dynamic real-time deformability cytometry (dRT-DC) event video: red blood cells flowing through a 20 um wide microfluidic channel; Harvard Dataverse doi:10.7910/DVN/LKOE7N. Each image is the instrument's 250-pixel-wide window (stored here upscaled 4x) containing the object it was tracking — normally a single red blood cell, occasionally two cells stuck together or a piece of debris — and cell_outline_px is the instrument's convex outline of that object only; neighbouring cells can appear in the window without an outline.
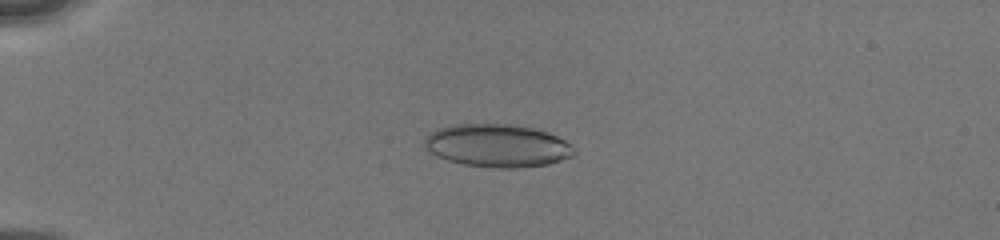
{"species": "human", "species_latin": "Homo sapiens", "temperature_condition": "cold", "stored_images_in_passage": 16, "camera_frame_rate_fps": 3000, "um_per_image_px": 0.085, "donor": {"sex": "male"}, "frame": {"image": 1, "passage_image": 6, "time_ms": 1.0, "image_size_px": [1000, 240], "cell_outline_px": [[576, 152], [572, 156], [548, 164], [516, 168], [496, 168], [464, 164], [448, 160], [436, 156], [424, 144], [424, 140], [428, 132], [436, 128], [452, 124], [508, 124], [532, 128], [548, 132], [564, 140]], "centroid_in_image_um": [42.23, 12.37], "position_along_channel_um": 42.8, "area_um2": 37.22}}